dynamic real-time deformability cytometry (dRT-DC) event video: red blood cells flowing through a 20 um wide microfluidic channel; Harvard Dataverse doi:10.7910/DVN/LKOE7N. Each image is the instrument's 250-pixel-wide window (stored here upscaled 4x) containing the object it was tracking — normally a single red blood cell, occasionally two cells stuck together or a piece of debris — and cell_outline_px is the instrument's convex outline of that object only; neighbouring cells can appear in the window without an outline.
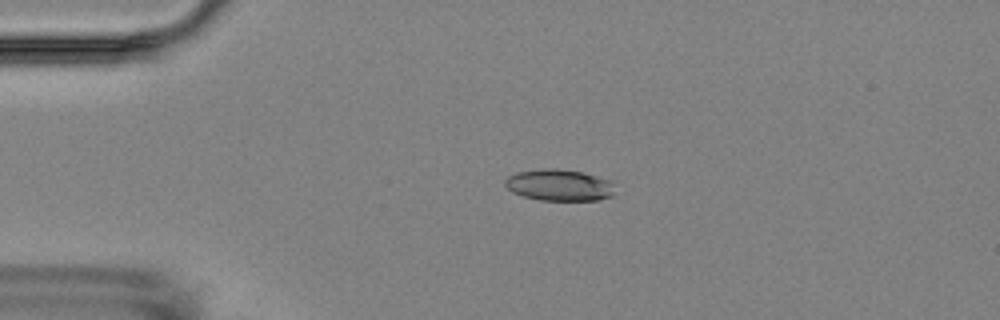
{"species": "Egyptian fruit bat (a non-hibernating species)", "species_latin": "Rousettus aegyptiacus", "temperature_condition": "room temperature", "stored_images_in_passage": 4, "camera_frame_rate_fps": 3000, "um_per_image_px": 0.085, "animal": {"sex": "female"}, "frame": {"image": 1, "passage_image": 2, "time_ms": 1.333, "image_size_px": [1000, 320], "cell_outline_px": [[612, 196], [600, 200], [540, 200], [524, 196], [512, 192], [504, 184], [504, 180], [508, 176], [516, 172], [544, 168], [556, 168], [580, 172], [612, 180]], "centroid_in_image_um": [47.51, 15.73], "position_along_channel_um": 37.5, "area_um2": 20.11}}